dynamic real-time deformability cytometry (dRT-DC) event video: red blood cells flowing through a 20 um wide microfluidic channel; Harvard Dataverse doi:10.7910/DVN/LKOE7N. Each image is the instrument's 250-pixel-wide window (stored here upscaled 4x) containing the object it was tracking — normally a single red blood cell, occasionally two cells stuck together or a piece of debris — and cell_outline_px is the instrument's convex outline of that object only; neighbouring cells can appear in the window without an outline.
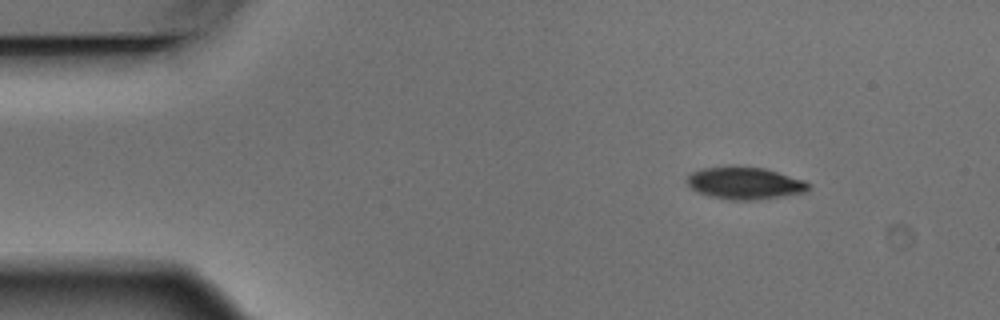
{"species": "Egyptian fruit bat (a non-hibernating species)", "species_latin": "Rousettus aegyptiacus", "temperature_condition": "warm", "stored_images_in_passage": 4, "camera_frame_rate_fps": 3000, "um_per_image_px": 0.085, "animal": {"sex": "male"}, "frame": {"image": 1, "passage_image": 1, "time_ms": 0.0, "image_size_px": [1000, 320], "cell_outline_px": [[812, 184], [804, 192], [780, 196], [752, 200], [728, 200], [708, 196], [692, 188], [688, 184], [688, 176], [692, 172], [704, 168], [728, 164], [736, 164], [764, 168], [804, 180]], "centroid_in_image_um": [63.28, 15.53], "position_along_channel_um": 21.7, "area_um2": 23.0}}
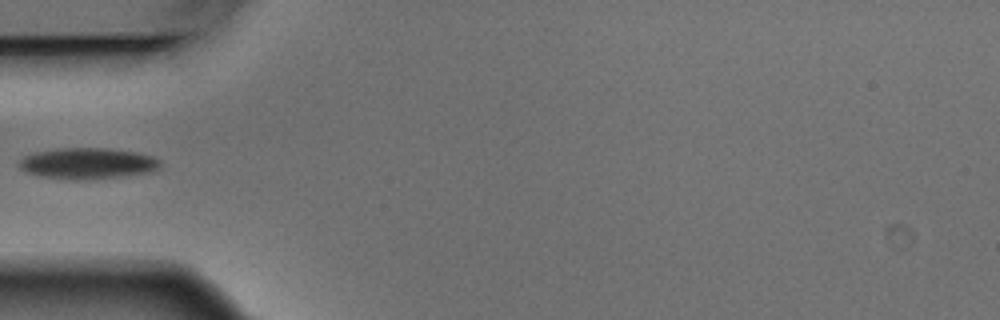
{"frame": {"image": 2, "passage_image": 4, "time_ms": 1.0, "image_size_px": [1000, 320], "cell_outline_px": [[160, 168], [152, 172], [128, 176], [84, 180], [72, 180], [40, 176], [28, 172], [20, 168], [20, 160], [24, 156], [32, 152], [56, 148], [108, 148], [136, 152], [152, 156], [160, 160]], "centroid_in_image_um": [7.48, 13.89], "position_along_channel_um": 77.5, "area_um2": 25.89}}